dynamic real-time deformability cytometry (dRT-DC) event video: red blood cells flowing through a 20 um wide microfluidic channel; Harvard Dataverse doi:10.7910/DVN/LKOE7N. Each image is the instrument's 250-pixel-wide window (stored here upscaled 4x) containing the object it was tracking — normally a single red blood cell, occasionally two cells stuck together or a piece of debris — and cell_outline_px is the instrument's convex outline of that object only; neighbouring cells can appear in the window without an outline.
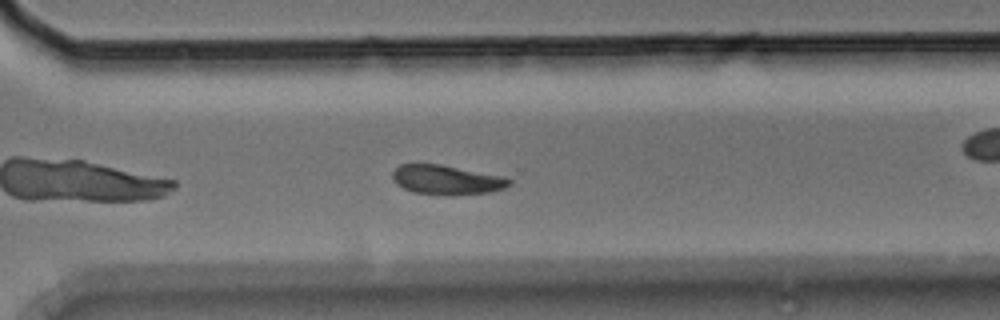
{"species": "Egyptian fruit bat (a non-hibernating species)", "species_latin": "Rousettus aegyptiacus", "temperature_condition": "room temperature", "stored_images_in_passage": 41, "camera_frame_rate_fps": 3000, "um_per_image_px": 0.085, "animal": {"sex": "male"}, "frame": {"image": 1, "passage_image": 24, "time_ms": 7.667, "image_size_px": [1000, 320], "cell_outline_px": [[512, 184], [504, 188], [492, 192], [456, 196], [448, 196], [412, 192], [396, 184], [392, 180], [392, 172], [400, 164], [440, 164], [508, 176], [512, 180]], "centroid_in_image_um": [38.02, 15.3], "position_along_channel_um": 332.6, "area_um2": 20.69}}